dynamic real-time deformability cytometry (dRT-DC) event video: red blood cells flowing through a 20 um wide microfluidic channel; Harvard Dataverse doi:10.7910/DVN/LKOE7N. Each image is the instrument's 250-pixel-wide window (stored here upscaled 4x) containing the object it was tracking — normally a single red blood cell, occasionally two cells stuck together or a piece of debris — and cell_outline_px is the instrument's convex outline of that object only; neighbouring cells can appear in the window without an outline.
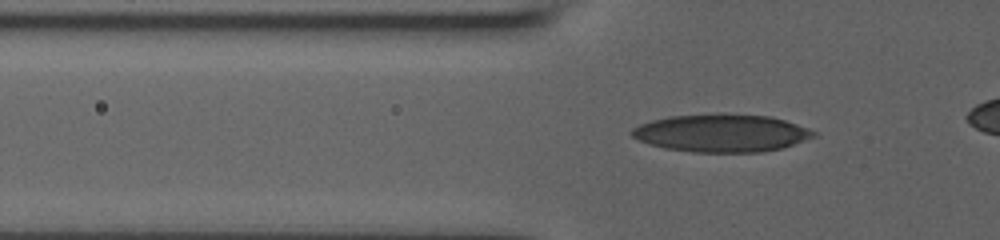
{"species": "human", "species_latin": "Homo sapiens", "temperature_condition": "room temperature", "stored_images_in_passage": 43, "camera_frame_rate_fps": 3000, "um_per_image_px": 0.085, "donor": {"sex": "male"}, "frame": {"image": 1, "passage_image": 13, "time_ms": 4.0, "image_size_px": [1000, 240], "cell_outline_px": [[816, 136], [780, 148], [760, 152], [692, 152], [664, 148], [648, 144], [632, 136], [628, 132], [632, 128], [640, 124], [652, 120], [668, 116], [720, 112], [724, 112], [772, 116], [808, 128], [816, 132]], "centroid_in_image_um": [61.28, 11.28], "position_along_channel_um": 64.5, "area_um2": 40.46}}
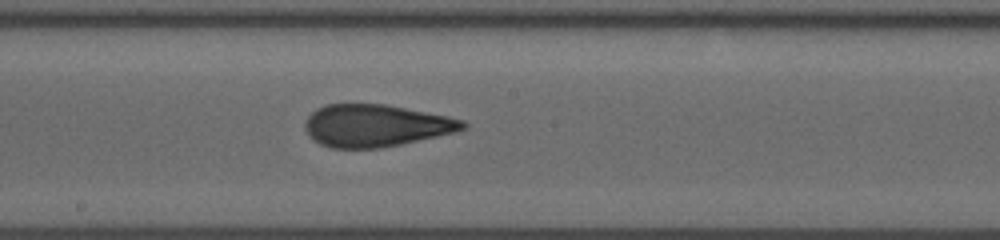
{"frame": {"image": 2, "passage_image": 25, "time_ms": 8.0, "image_size_px": [1000, 240], "cell_outline_px": [[468, 128], [456, 132], [400, 144], [380, 148], [332, 148], [320, 144], [312, 140], [308, 136], [304, 128], [304, 124], [308, 116], [316, 108], [328, 104], [384, 104], [448, 116], [464, 120], [468, 124]], "centroid_in_image_um": [31.93, 10.68], "position_along_channel_um": 216.3, "area_um2": 38.96}}
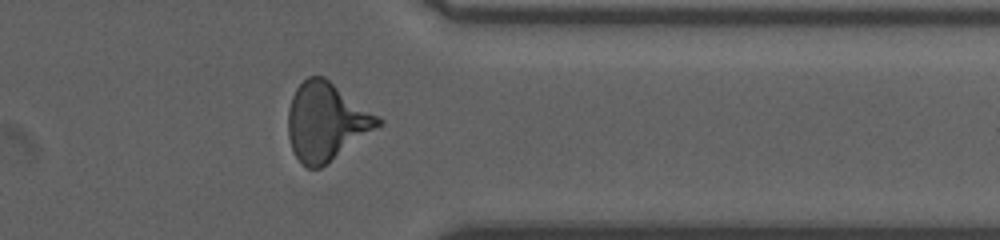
{"frame": {"image": 3, "passage_image": 38, "time_ms": 12.333, "image_size_px": [1000, 240], "cell_outline_px": [[384, 124], [320, 168], [308, 168], [296, 156], [292, 148], [288, 136], [288, 108], [292, 96], [296, 88], [308, 76], [324, 76], [380, 116], [384, 120]], "centroid_in_image_um": [27.76, 10.32], "position_along_channel_um": 383.6, "area_um2": 40.86}}